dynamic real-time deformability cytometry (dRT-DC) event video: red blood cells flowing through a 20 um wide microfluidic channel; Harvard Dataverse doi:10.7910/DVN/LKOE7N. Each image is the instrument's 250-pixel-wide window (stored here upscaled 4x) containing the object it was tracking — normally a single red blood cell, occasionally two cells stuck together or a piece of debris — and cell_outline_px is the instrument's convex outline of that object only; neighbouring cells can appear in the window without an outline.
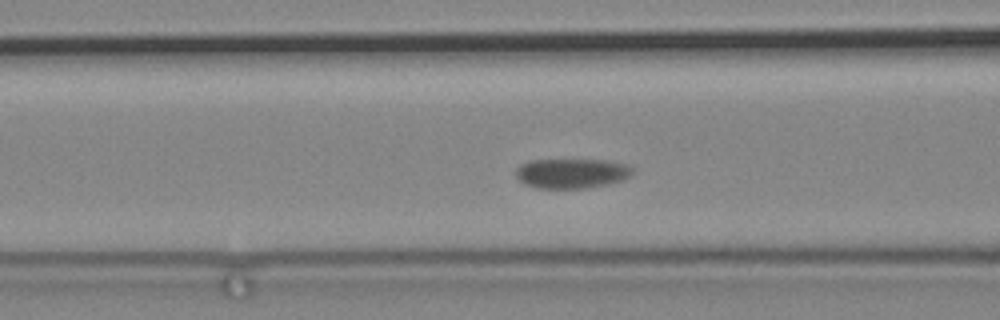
{"species": "common noctule bat (a hibernating species)", "species_latin": "Nyctalus noctula", "temperature_condition": "cold", "stored_images_in_passage": 50, "camera_frame_rate_fps": 3000, "um_per_image_px": 0.085, "animal": {"sex": "male", "body_mass_g": 19.2, "forearm_length_mm": 51.8}, "frame": {"image": 1, "passage_image": 8, "time_ms": 2.333, "image_size_px": [1000, 320], "cell_outline_px": [[632, 172], [624, 180], [608, 184], [588, 188], [536, 188], [524, 184], [516, 176], [516, 168], [520, 164], [532, 160], [604, 160], [628, 164], [632, 168]], "centroid_in_image_um": [48.58, 14.74], "position_along_channel_um": 118.0, "area_um2": 20.29}}
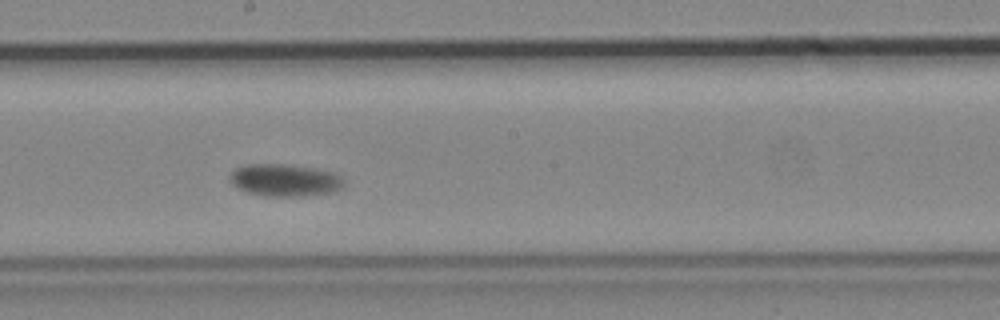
{"frame": {"image": 2, "passage_image": 19, "time_ms": 6.0, "image_size_px": [1000, 320], "cell_outline_px": [[344, 184], [340, 188], [332, 192], [308, 196], [264, 196], [248, 192], [236, 188], [228, 180], [228, 176], [236, 168], [244, 164], [284, 164], [316, 168], [332, 172], [340, 176], [344, 180]], "centroid_in_image_um": [24.17, 15.31], "position_along_channel_um": 224.0, "area_um2": 21.68}}
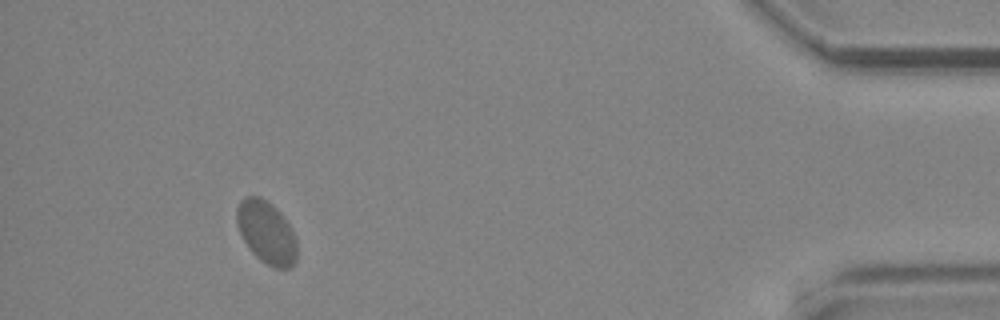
{"frame": {"image": 3, "passage_image": 45, "time_ms": 14.667, "image_size_px": [1000, 320], "cell_outline_px": [[296, 260], [292, 268], [276, 268], [260, 260], [248, 248], [236, 224], [236, 208], [240, 200], [244, 196], [260, 196], [268, 200], [280, 212], [288, 224], [296, 240]], "centroid_in_image_um": [22.62, 19.72], "position_along_channel_um": 412.6, "area_um2": 22.02}}